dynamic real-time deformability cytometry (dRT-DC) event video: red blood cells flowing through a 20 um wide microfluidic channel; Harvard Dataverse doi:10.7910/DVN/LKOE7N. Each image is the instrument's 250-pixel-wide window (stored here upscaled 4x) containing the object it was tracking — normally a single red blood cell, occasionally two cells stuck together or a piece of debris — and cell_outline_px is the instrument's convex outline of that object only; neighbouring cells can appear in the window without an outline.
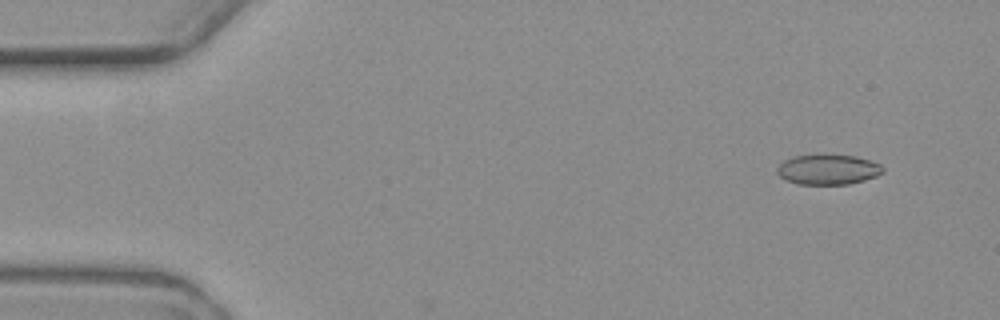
{"species": "common noctule bat (a hibernating species)", "species_latin": "Nyctalus noctula", "temperature_condition": "warm", "stored_images_in_passage": 6, "camera_frame_rate_fps": 3000, "um_per_image_px": 0.085, "animal": {"sex": "female", "body_mass_g": 19.3, "forearm_length_mm": 54.1}, "frame": {"image": 1, "passage_image": 2, "time_ms": 1.0, "image_size_px": [1000, 320], "cell_outline_px": [[884, 172], [876, 176], [864, 180], [848, 184], [800, 184], [788, 180], [780, 176], [776, 172], [776, 168], [784, 160], [796, 156], [824, 152], [856, 156], [880, 164], [884, 168]], "centroid_in_image_um": [70.39, 14.37], "position_along_channel_um": 14.6, "area_um2": 18.96}}
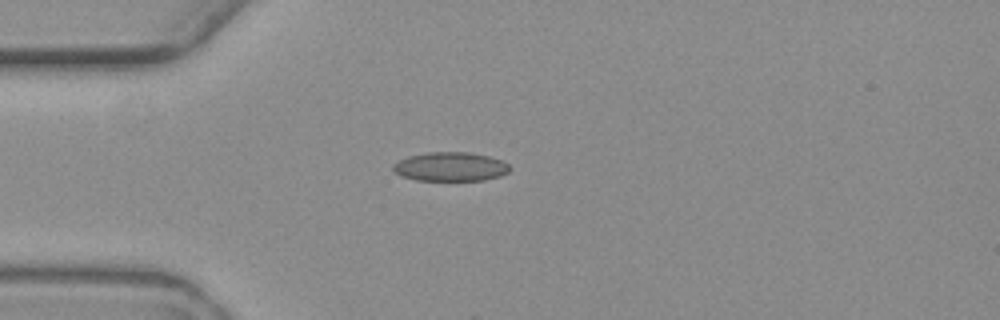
{"frame": {"image": 2, "passage_image": 5, "time_ms": 4.667, "image_size_px": [1000, 320], "cell_outline_px": [[512, 168], [508, 172], [500, 176], [484, 180], [416, 180], [400, 176], [392, 168], [392, 164], [408, 156], [428, 152], [468, 152], [488, 156], [504, 160]], "centroid_in_image_um": [38.31, 14.16], "position_along_channel_um": 46.7, "area_um2": 19.83}}
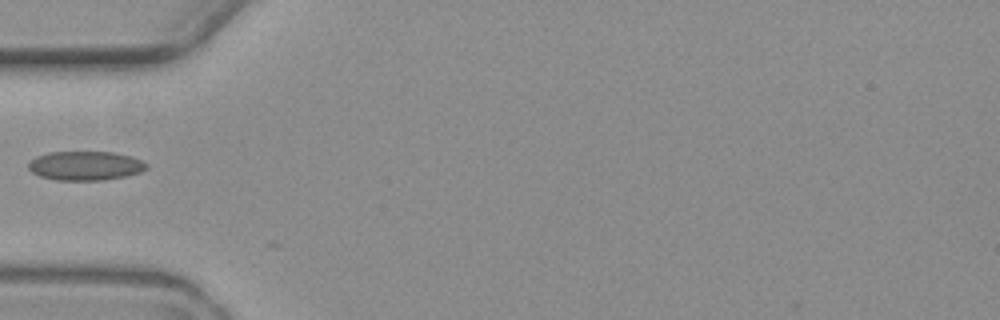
{"frame": {"image": 3, "passage_image": 6, "time_ms": 6.0, "image_size_px": [1000, 320], "cell_outline_px": [[148, 168], [140, 172], [124, 176], [104, 180], [56, 180], [40, 176], [32, 172], [28, 168], [28, 160], [36, 156], [48, 152], [112, 152], [132, 156], [148, 164]], "centroid_in_image_um": [7.23, 14.08], "position_along_channel_um": 77.8, "area_um2": 20.11}}